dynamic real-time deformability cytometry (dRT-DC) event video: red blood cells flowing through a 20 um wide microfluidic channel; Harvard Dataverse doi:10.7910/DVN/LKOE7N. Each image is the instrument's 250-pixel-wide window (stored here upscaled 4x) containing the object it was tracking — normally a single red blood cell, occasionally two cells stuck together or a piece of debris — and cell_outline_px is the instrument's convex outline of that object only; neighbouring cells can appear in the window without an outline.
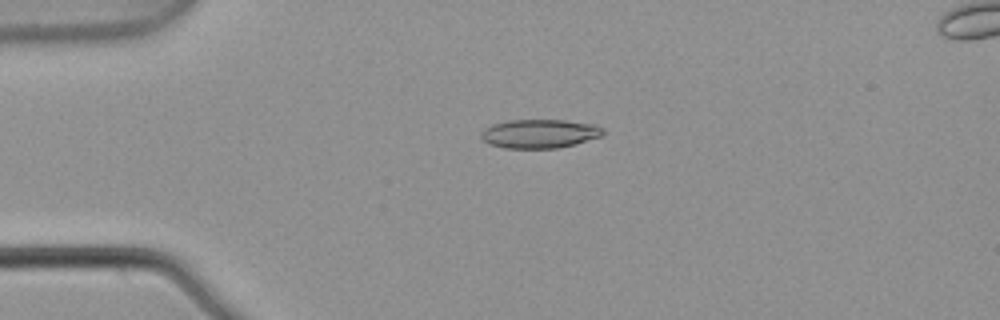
{"species": "common noctule bat (a hibernating species)", "species_latin": "Nyctalus noctula", "temperature_condition": "warm", "stored_images_in_passage": 5, "camera_frame_rate_fps": 3000, "um_per_image_px": 0.085, "animal": {"sex": "male", "body_mass_g": 21.5, "forearm_length_mm": 52.0}, "frame": {"image": 1, "passage_image": 3, "time_ms": 0.667, "image_size_px": [1000, 320], "cell_outline_px": [[604, 132], [600, 136], [576, 144], [560, 148], [504, 148], [488, 144], [480, 136], [480, 132], [484, 128], [492, 124], [508, 120], [564, 120], [596, 124], [604, 128]], "centroid_in_image_um": [45.85, 11.36], "position_along_channel_um": 39.1, "area_um2": 20.69}}